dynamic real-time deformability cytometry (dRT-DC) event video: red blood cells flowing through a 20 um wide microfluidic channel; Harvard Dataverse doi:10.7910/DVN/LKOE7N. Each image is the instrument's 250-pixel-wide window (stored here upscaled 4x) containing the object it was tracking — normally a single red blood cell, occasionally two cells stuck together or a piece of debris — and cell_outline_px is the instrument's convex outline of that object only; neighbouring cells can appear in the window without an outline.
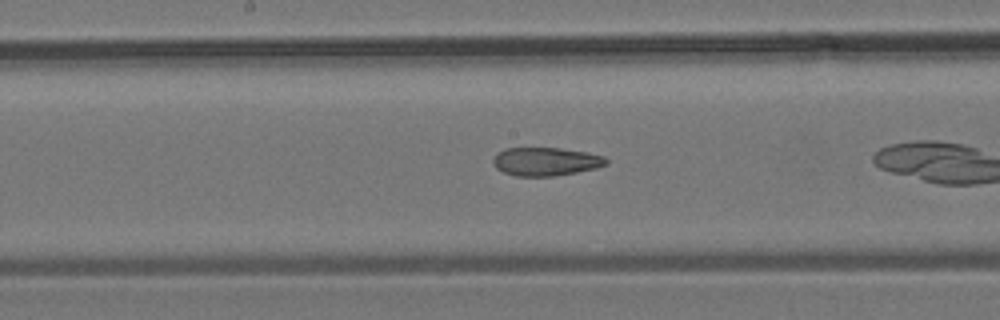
{"species": "common noctule bat (a hibernating species)", "species_latin": "Nyctalus noctula", "temperature_condition": "room temperature", "stored_images_in_passage": 16, "camera_frame_rate_fps": 3000, "um_per_image_px": 0.085, "animal": {"sex": "male", "body_mass_g": 19.2, "forearm_length_mm": 51.8}, "frame": {"image": 1, "passage_image": 10, "time_ms": 3.0, "image_size_px": [1000, 320], "cell_outline_px": [[608, 164], [596, 168], [556, 176], [516, 176], [504, 172], [496, 168], [492, 164], [492, 160], [504, 148], [560, 148], [588, 152], [604, 156], [608, 160]], "centroid_in_image_um": [46.41, 13.73], "position_along_channel_um": 201.8, "area_um2": 18.73}}